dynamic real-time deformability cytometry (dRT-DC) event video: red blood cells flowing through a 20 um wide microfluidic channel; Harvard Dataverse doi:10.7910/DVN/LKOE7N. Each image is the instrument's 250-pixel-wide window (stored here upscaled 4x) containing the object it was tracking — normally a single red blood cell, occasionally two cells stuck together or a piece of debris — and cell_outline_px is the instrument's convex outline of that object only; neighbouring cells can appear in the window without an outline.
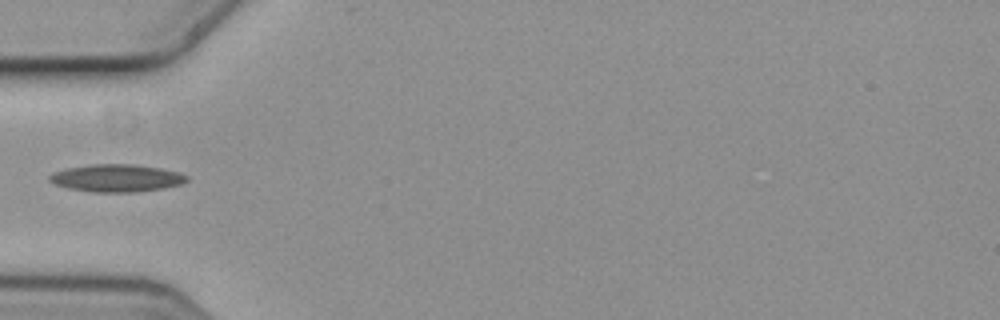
{"species": "common noctule bat (a hibernating species)", "species_latin": "Nyctalus noctula", "temperature_condition": "cold", "stored_images_in_passage": 7, "camera_frame_rate_fps": 3000, "um_per_image_px": 0.085, "animal": {"sex": "female", "body_mass_g": 19.3, "forearm_length_mm": 54.1}, "frame": {"image": 1, "passage_image": 4, "time_ms": 1.0, "image_size_px": [1000, 320], "cell_outline_px": [[188, 180], [184, 184], [136, 192], [92, 192], [68, 188], [56, 184], [48, 180], [48, 176], [52, 172], [68, 168], [92, 164], [132, 164], [160, 168], [180, 172], [188, 176]], "centroid_in_image_um": [9.92, 15.13], "position_along_channel_um": 75.1, "area_um2": 22.02}}
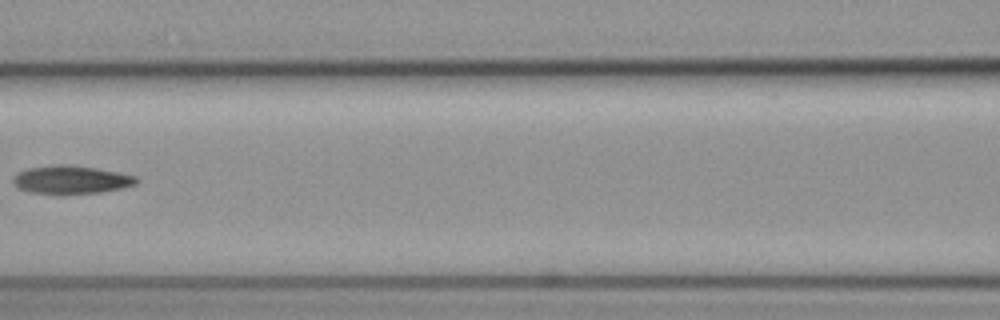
{"frame": {"image": 2, "passage_image": 6, "time_ms": 1.667, "image_size_px": [1000, 320], "cell_outline_px": [[140, 180], [136, 184], [124, 188], [100, 192], [64, 196], [56, 196], [28, 192], [20, 188], [12, 180], [12, 176], [28, 168], [52, 164], [68, 164], [96, 168], [120, 172], [136, 176]], "centroid_in_image_um": [6.06, 15.3], "position_along_channel_um": 160.5, "area_um2": 21.04}}
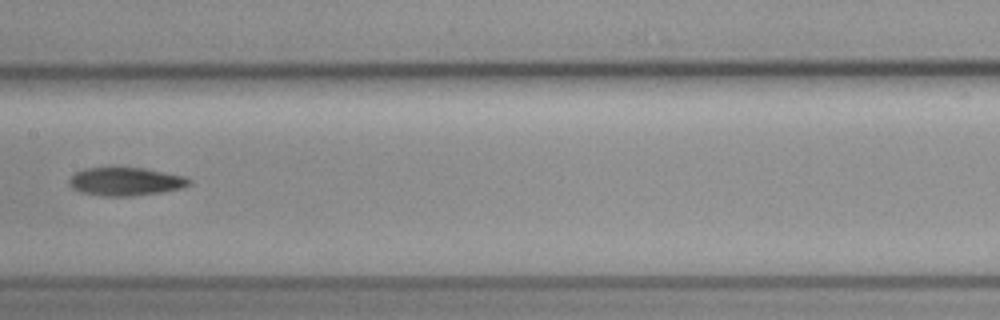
{"frame": {"image": 3, "passage_image": 7, "time_ms": 2.0, "image_size_px": [1000, 320], "cell_outline_px": [[192, 184], [184, 188], [160, 192], [132, 196], [100, 196], [80, 192], [72, 188], [68, 184], [68, 180], [76, 172], [84, 168], [112, 164], [144, 168], [184, 176], [192, 180]], "centroid_in_image_um": [10.64, 15.38], "position_along_channel_um": 196.8, "area_um2": 20.69}}